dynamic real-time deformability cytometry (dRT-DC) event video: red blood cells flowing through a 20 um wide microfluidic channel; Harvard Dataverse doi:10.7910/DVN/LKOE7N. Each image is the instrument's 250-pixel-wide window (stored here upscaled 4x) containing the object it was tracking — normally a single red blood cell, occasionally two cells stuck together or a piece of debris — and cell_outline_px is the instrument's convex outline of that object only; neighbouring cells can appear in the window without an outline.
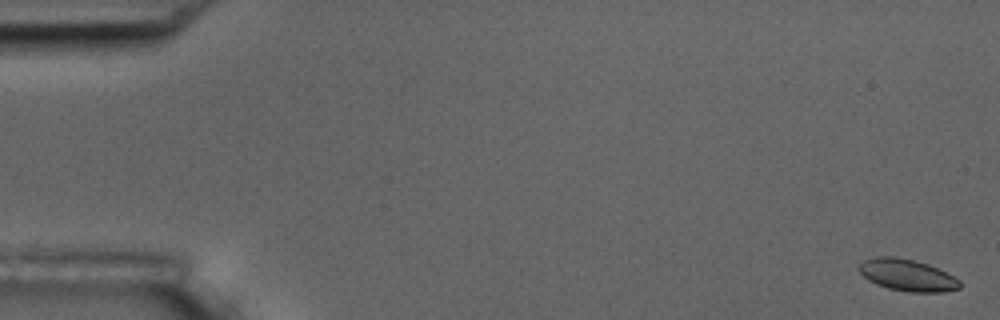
{"species": "common noctule bat (a hibernating species)", "species_latin": "Nyctalus noctula", "temperature_condition": "room temperature", "stored_images_in_passage": 5, "camera_frame_rate_fps": 3000, "um_per_image_px": 0.085, "animal": {"sex": "male", "body_mass_g": 17.5, "forearm_length_mm": 52.3}, "frame": {"image": 1, "passage_image": 1, "time_ms": 0.0, "image_size_px": [1000, 320], "cell_outline_px": [[960, 288], [944, 292], [908, 292], [888, 288], [876, 284], [868, 280], [860, 272], [860, 264], [864, 260], [876, 256], [892, 256], [912, 260], [928, 264], [960, 280]], "centroid_in_image_um": [77.11, 23.39], "position_along_channel_um": 7.9, "area_um2": 18.44}}
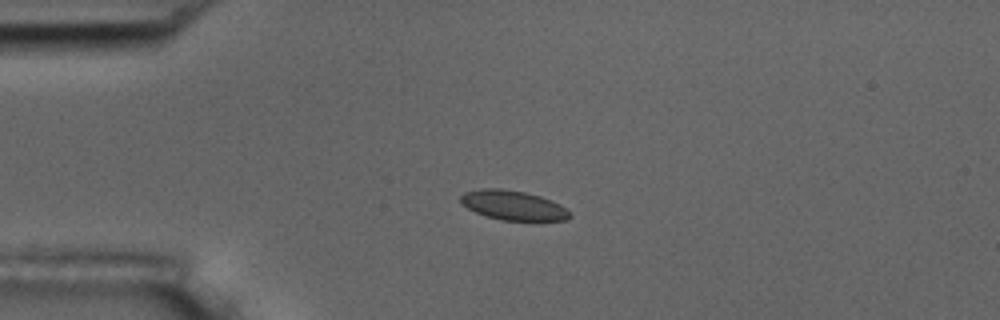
{"frame": {"image": 2, "passage_image": 4, "time_ms": 1.0, "image_size_px": [1000, 320], "cell_outline_px": [[572, 216], [568, 220], [500, 220], [484, 216], [460, 204], [460, 196], [464, 192], [480, 188], [500, 188], [524, 192], [540, 196], [560, 204]], "centroid_in_image_um": [43.56, 17.45], "position_along_channel_um": 41.4, "area_um2": 18.79}}